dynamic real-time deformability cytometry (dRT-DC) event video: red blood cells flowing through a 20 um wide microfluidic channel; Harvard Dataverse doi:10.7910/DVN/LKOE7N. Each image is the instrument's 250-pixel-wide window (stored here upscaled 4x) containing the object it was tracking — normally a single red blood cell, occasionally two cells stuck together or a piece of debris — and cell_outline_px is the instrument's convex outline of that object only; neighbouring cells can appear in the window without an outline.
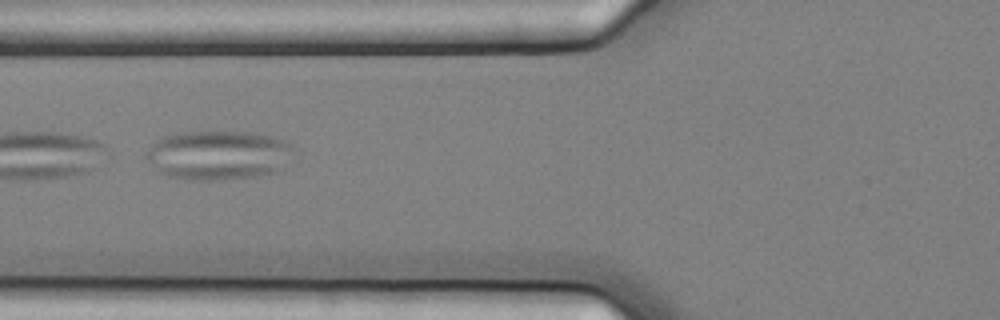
{"species": "common noctule bat (a hibernating species)", "species_latin": "Nyctalus noctula", "temperature_condition": "cold", "stored_images_in_passage": 4, "camera_frame_rate_fps": 3000, "um_per_image_px": 0.085, "animal": {"sex": "female", "body_mass_g": 25.1}, "frame": {"image": 1, "passage_image": 3, "time_ms": 0.667, "image_size_px": [1000, 320], "cell_outline_px": [[296, 148], [272, 172], [260, 176], [224, 180], [192, 180], [168, 176], [156, 172], [148, 160], [148, 152], [152, 144], [160, 136], [180, 132], [252, 132], [268, 136], [280, 140]], "centroid_in_image_um": [18.45, 13.19], "position_along_channel_um": 107.3, "area_um2": 41.79}}